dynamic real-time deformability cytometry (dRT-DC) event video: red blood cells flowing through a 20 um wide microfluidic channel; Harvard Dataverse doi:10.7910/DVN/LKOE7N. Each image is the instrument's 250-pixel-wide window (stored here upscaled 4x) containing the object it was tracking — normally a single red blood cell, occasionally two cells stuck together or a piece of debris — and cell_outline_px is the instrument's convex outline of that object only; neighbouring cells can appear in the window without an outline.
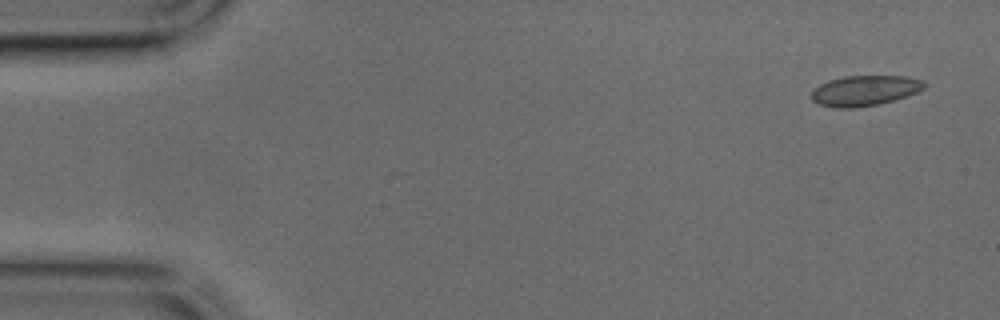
{"species": "common noctule bat (a hibernating species)", "species_latin": "Nyctalus noctula", "temperature_condition": "cold", "stored_images_in_passage": 43, "camera_frame_rate_fps": 3000, "um_per_image_px": 0.085, "animal": {"sex": "male", "body_mass_g": 17.9, "forearm_length_mm": 54.2}, "frame": {"image": 1, "passage_image": 2, "time_ms": 0.333, "image_size_px": [1000, 320], "cell_outline_px": [[924, 88], [916, 92], [896, 100], [880, 104], [852, 108], [836, 108], [820, 104], [812, 100], [812, 92], [820, 84], [828, 80], [844, 76], [904, 76], [924, 80]], "centroid_in_image_um": [73.51, 7.7], "position_along_channel_um": 11.5, "area_um2": 19.88}}
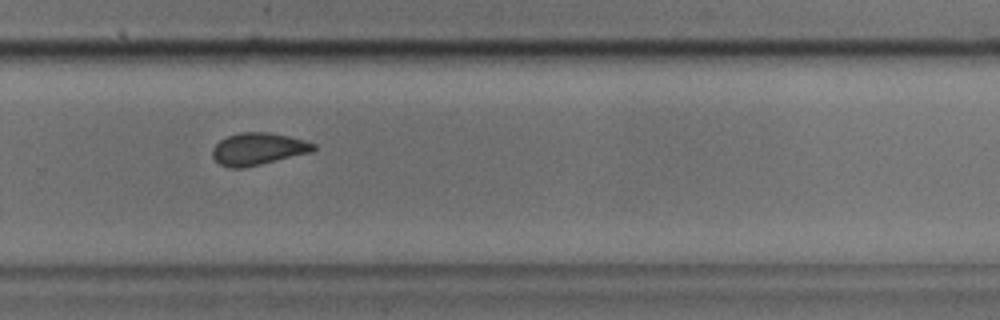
{"frame": {"image": 2, "passage_image": 29, "time_ms": 9.333, "image_size_px": [1000, 320], "cell_outline_px": [[316, 148], [312, 152], [244, 168], [228, 168], [220, 164], [212, 156], [212, 148], [220, 140], [228, 136], [240, 132], [268, 132], [288, 136], [304, 140], [316, 144]], "centroid_in_image_um": [21.93, 12.66], "position_along_channel_um": 307.9, "area_um2": 18.96}}
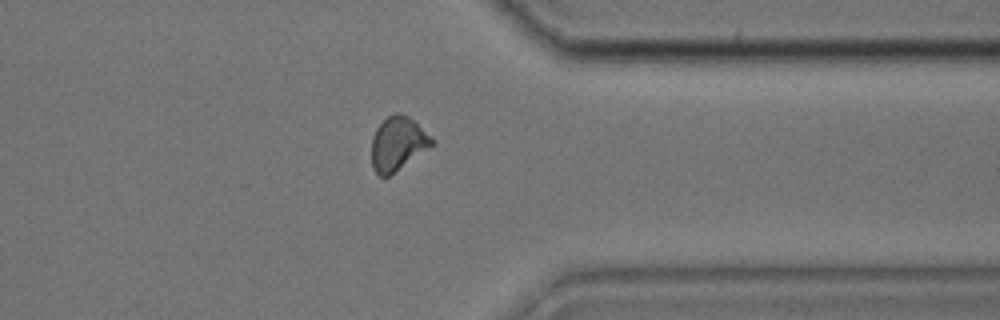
{"frame": {"image": 3, "passage_image": 34, "time_ms": 11.0, "image_size_px": [1000, 320], "cell_outline_px": [[436, 144], [388, 176], [380, 176], [372, 168], [372, 136], [376, 128], [388, 116], [396, 112], [408, 116], [432, 136], [436, 140]], "centroid_in_image_um": [33.84, 12.2], "position_along_channel_um": 377.6, "area_um2": 18.9}}